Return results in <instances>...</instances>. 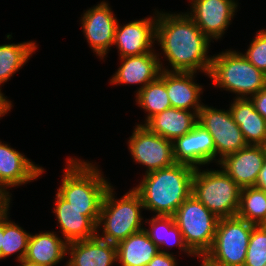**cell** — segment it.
I'll use <instances>...</instances> for the list:
<instances>
[{"instance_id":"34","label":"cell","mask_w":266,"mask_h":266,"mask_svg":"<svg viewBox=\"0 0 266 266\" xmlns=\"http://www.w3.org/2000/svg\"><path fill=\"white\" fill-rule=\"evenodd\" d=\"M11 195L0 186V217L10 210Z\"/></svg>"},{"instance_id":"14","label":"cell","mask_w":266,"mask_h":266,"mask_svg":"<svg viewBox=\"0 0 266 266\" xmlns=\"http://www.w3.org/2000/svg\"><path fill=\"white\" fill-rule=\"evenodd\" d=\"M173 157L176 163L194 168L215 160V145L211 134L199 123L187 134L173 141Z\"/></svg>"},{"instance_id":"35","label":"cell","mask_w":266,"mask_h":266,"mask_svg":"<svg viewBox=\"0 0 266 266\" xmlns=\"http://www.w3.org/2000/svg\"><path fill=\"white\" fill-rule=\"evenodd\" d=\"M11 107H13L11 101L1 92L0 88V118L11 111Z\"/></svg>"},{"instance_id":"22","label":"cell","mask_w":266,"mask_h":266,"mask_svg":"<svg viewBox=\"0 0 266 266\" xmlns=\"http://www.w3.org/2000/svg\"><path fill=\"white\" fill-rule=\"evenodd\" d=\"M233 100L229 109L247 145L265 146L266 120L255 109L250 99L234 98Z\"/></svg>"},{"instance_id":"38","label":"cell","mask_w":266,"mask_h":266,"mask_svg":"<svg viewBox=\"0 0 266 266\" xmlns=\"http://www.w3.org/2000/svg\"><path fill=\"white\" fill-rule=\"evenodd\" d=\"M19 263L20 264L18 266H45V265L37 264V263L32 262V261H28L26 259L20 260Z\"/></svg>"},{"instance_id":"8","label":"cell","mask_w":266,"mask_h":266,"mask_svg":"<svg viewBox=\"0 0 266 266\" xmlns=\"http://www.w3.org/2000/svg\"><path fill=\"white\" fill-rule=\"evenodd\" d=\"M253 226L238 216L220 218L204 258L214 266H244Z\"/></svg>"},{"instance_id":"32","label":"cell","mask_w":266,"mask_h":266,"mask_svg":"<svg viewBox=\"0 0 266 266\" xmlns=\"http://www.w3.org/2000/svg\"><path fill=\"white\" fill-rule=\"evenodd\" d=\"M178 262L173 252H159L146 266H177Z\"/></svg>"},{"instance_id":"6","label":"cell","mask_w":266,"mask_h":266,"mask_svg":"<svg viewBox=\"0 0 266 266\" xmlns=\"http://www.w3.org/2000/svg\"><path fill=\"white\" fill-rule=\"evenodd\" d=\"M241 190L223 169L194 170L192 194L219 219L237 216Z\"/></svg>"},{"instance_id":"37","label":"cell","mask_w":266,"mask_h":266,"mask_svg":"<svg viewBox=\"0 0 266 266\" xmlns=\"http://www.w3.org/2000/svg\"><path fill=\"white\" fill-rule=\"evenodd\" d=\"M4 238V215L0 217V260H1V247Z\"/></svg>"},{"instance_id":"26","label":"cell","mask_w":266,"mask_h":266,"mask_svg":"<svg viewBox=\"0 0 266 266\" xmlns=\"http://www.w3.org/2000/svg\"><path fill=\"white\" fill-rule=\"evenodd\" d=\"M37 49L35 41L0 45V86L18 72Z\"/></svg>"},{"instance_id":"28","label":"cell","mask_w":266,"mask_h":266,"mask_svg":"<svg viewBox=\"0 0 266 266\" xmlns=\"http://www.w3.org/2000/svg\"><path fill=\"white\" fill-rule=\"evenodd\" d=\"M237 216L254 225H266V191L254 186L242 188Z\"/></svg>"},{"instance_id":"9","label":"cell","mask_w":266,"mask_h":266,"mask_svg":"<svg viewBox=\"0 0 266 266\" xmlns=\"http://www.w3.org/2000/svg\"><path fill=\"white\" fill-rule=\"evenodd\" d=\"M198 123L213 138L217 165L226 155L237 152L247 146L243 133L234 121L230 109H216L203 103L198 113Z\"/></svg>"},{"instance_id":"18","label":"cell","mask_w":266,"mask_h":266,"mask_svg":"<svg viewBox=\"0 0 266 266\" xmlns=\"http://www.w3.org/2000/svg\"><path fill=\"white\" fill-rule=\"evenodd\" d=\"M70 253V254H69ZM66 266H112L117 263V247L97 235L67 244Z\"/></svg>"},{"instance_id":"24","label":"cell","mask_w":266,"mask_h":266,"mask_svg":"<svg viewBox=\"0 0 266 266\" xmlns=\"http://www.w3.org/2000/svg\"><path fill=\"white\" fill-rule=\"evenodd\" d=\"M120 266H146L159 253V247L143 229L116 245Z\"/></svg>"},{"instance_id":"13","label":"cell","mask_w":266,"mask_h":266,"mask_svg":"<svg viewBox=\"0 0 266 266\" xmlns=\"http://www.w3.org/2000/svg\"><path fill=\"white\" fill-rule=\"evenodd\" d=\"M155 14L154 17L134 20L125 25L117 22L113 45L117 47L120 58L155 51L157 10Z\"/></svg>"},{"instance_id":"39","label":"cell","mask_w":266,"mask_h":266,"mask_svg":"<svg viewBox=\"0 0 266 266\" xmlns=\"http://www.w3.org/2000/svg\"><path fill=\"white\" fill-rule=\"evenodd\" d=\"M201 259H202L200 260L202 262L201 266H214L210 262H208L204 257H201Z\"/></svg>"},{"instance_id":"30","label":"cell","mask_w":266,"mask_h":266,"mask_svg":"<svg viewBox=\"0 0 266 266\" xmlns=\"http://www.w3.org/2000/svg\"><path fill=\"white\" fill-rule=\"evenodd\" d=\"M266 264V225H254L246 253L244 266Z\"/></svg>"},{"instance_id":"31","label":"cell","mask_w":266,"mask_h":266,"mask_svg":"<svg viewBox=\"0 0 266 266\" xmlns=\"http://www.w3.org/2000/svg\"><path fill=\"white\" fill-rule=\"evenodd\" d=\"M242 55L256 68L266 74V30L256 32L246 53Z\"/></svg>"},{"instance_id":"16","label":"cell","mask_w":266,"mask_h":266,"mask_svg":"<svg viewBox=\"0 0 266 266\" xmlns=\"http://www.w3.org/2000/svg\"><path fill=\"white\" fill-rule=\"evenodd\" d=\"M44 168L35 165L24 154L0 141V186L10 194L8 187L25 185L39 178Z\"/></svg>"},{"instance_id":"10","label":"cell","mask_w":266,"mask_h":266,"mask_svg":"<svg viewBox=\"0 0 266 266\" xmlns=\"http://www.w3.org/2000/svg\"><path fill=\"white\" fill-rule=\"evenodd\" d=\"M136 125L128 140V149L136 164L145 166V173L173 165V142L151 132L143 123Z\"/></svg>"},{"instance_id":"7","label":"cell","mask_w":266,"mask_h":266,"mask_svg":"<svg viewBox=\"0 0 266 266\" xmlns=\"http://www.w3.org/2000/svg\"><path fill=\"white\" fill-rule=\"evenodd\" d=\"M188 249L201 258L212 247L219 218L191 194L173 215Z\"/></svg>"},{"instance_id":"36","label":"cell","mask_w":266,"mask_h":266,"mask_svg":"<svg viewBox=\"0 0 266 266\" xmlns=\"http://www.w3.org/2000/svg\"><path fill=\"white\" fill-rule=\"evenodd\" d=\"M258 189L266 191V160L261 168L255 186Z\"/></svg>"},{"instance_id":"15","label":"cell","mask_w":266,"mask_h":266,"mask_svg":"<svg viewBox=\"0 0 266 266\" xmlns=\"http://www.w3.org/2000/svg\"><path fill=\"white\" fill-rule=\"evenodd\" d=\"M266 160V148L247 145L226 155L219 162L222 168L241 188L255 186L259 172Z\"/></svg>"},{"instance_id":"27","label":"cell","mask_w":266,"mask_h":266,"mask_svg":"<svg viewBox=\"0 0 266 266\" xmlns=\"http://www.w3.org/2000/svg\"><path fill=\"white\" fill-rule=\"evenodd\" d=\"M135 97L136 104L148 114L145 123L156 114L171 108L166 90V71L162 70L160 76L138 91Z\"/></svg>"},{"instance_id":"25","label":"cell","mask_w":266,"mask_h":266,"mask_svg":"<svg viewBox=\"0 0 266 266\" xmlns=\"http://www.w3.org/2000/svg\"><path fill=\"white\" fill-rule=\"evenodd\" d=\"M145 223H149L151 228H144V230L147 232L150 239L159 247L160 252L169 253L167 247L171 249L172 246L175 245L181 249L180 251L186 252L188 256H195L186 246L173 216L153 215L151 219H146Z\"/></svg>"},{"instance_id":"5","label":"cell","mask_w":266,"mask_h":266,"mask_svg":"<svg viewBox=\"0 0 266 266\" xmlns=\"http://www.w3.org/2000/svg\"><path fill=\"white\" fill-rule=\"evenodd\" d=\"M208 77L215 87L234 93V98L249 99L266 87V74L231 49L212 56Z\"/></svg>"},{"instance_id":"20","label":"cell","mask_w":266,"mask_h":266,"mask_svg":"<svg viewBox=\"0 0 266 266\" xmlns=\"http://www.w3.org/2000/svg\"><path fill=\"white\" fill-rule=\"evenodd\" d=\"M194 74L196 72L166 71V90L172 108L189 111L201 109L203 86L194 82Z\"/></svg>"},{"instance_id":"11","label":"cell","mask_w":266,"mask_h":266,"mask_svg":"<svg viewBox=\"0 0 266 266\" xmlns=\"http://www.w3.org/2000/svg\"><path fill=\"white\" fill-rule=\"evenodd\" d=\"M186 14L210 39L218 40L224 35L234 18L238 2L235 0H191Z\"/></svg>"},{"instance_id":"1","label":"cell","mask_w":266,"mask_h":266,"mask_svg":"<svg viewBox=\"0 0 266 266\" xmlns=\"http://www.w3.org/2000/svg\"><path fill=\"white\" fill-rule=\"evenodd\" d=\"M155 41L171 67V70L165 67L162 70L196 73L198 70L206 76L209 74L212 56L207 54L211 40L186 12L157 11Z\"/></svg>"},{"instance_id":"23","label":"cell","mask_w":266,"mask_h":266,"mask_svg":"<svg viewBox=\"0 0 266 266\" xmlns=\"http://www.w3.org/2000/svg\"><path fill=\"white\" fill-rule=\"evenodd\" d=\"M67 244L54 231L30 234L24 259L45 266H56L66 257Z\"/></svg>"},{"instance_id":"2","label":"cell","mask_w":266,"mask_h":266,"mask_svg":"<svg viewBox=\"0 0 266 266\" xmlns=\"http://www.w3.org/2000/svg\"><path fill=\"white\" fill-rule=\"evenodd\" d=\"M194 170L192 166L175 162L145 173L133 189L139 194L145 210L155 212L156 216H173L192 194Z\"/></svg>"},{"instance_id":"4","label":"cell","mask_w":266,"mask_h":266,"mask_svg":"<svg viewBox=\"0 0 266 266\" xmlns=\"http://www.w3.org/2000/svg\"><path fill=\"white\" fill-rule=\"evenodd\" d=\"M113 192L115 193L114 188L110 185L102 202L96 228L98 237L117 245L145 228L141 217V209L144 210V207L139 194L133 188L120 199H115ZM100 228H103L101 235L98 233Z\"/></svg>"},{"instance_id":"29","label":"cell","mask_w":266,"mask_h":266,"mask_svg":"<svg viewBox=\"0 0 266 266\" xmlns=\"http://www.w3.org/2000/svg\"><path fill=\"white\" fill-rule=\"evenodd\" d=\"M9 212L4 214V238L1 247V259L13 254L17 255L18 262L25 258L28 240L31 233L26 232L15 222L9 220Z\"/></svg>"},{"instance_id":"33","label":"cell","mask_w":266,"mask_h":266,"mask_svg":"<svg viewBox=\"0 0 266 266\" xmlns=\"http://www.w3.org/2000/svg\"><path fill=\"white\" fill-rule=\"evenodd\" d=\"M255 109L266 120V87L249 97Z\"/></svg>"},{"instance_id":"12","label":"cell","mask_w":266,"mask_h":266,"mask_svg":"<svg viewBox=\"0 0 266 266\" xmlns=\"http://www.w3.org/2000/svg\"><path fill=\"white\" fill-rule=\"evenodd\" d=\"M84 36L95 54L102 60L114 43L117 18L109 3L102 1L87 9L81 17Z\"/></svg>"},{"instance_id":"21","label":"cell","mask_w":266,"mask_h":266,"mask_svg":"<svg viewBox=\"0 0 266 266\" xmlns=\"http://www.w3.org/2000/svg\"><path fill=\"white\" fill-rule=\"evenodd\" d=\"M199 111L169 108L151 117L145 125L151 132L173 142L198 123Z\"/></svg>"},{"instance_id":"17","label":"cell","mask_w":266,"mask_h":266,"mask_svg":"<svg viewBox=\"0 0 266 266\" xmlns=\"http://www.w3.org/2000/svg\"><path fill=\"white\" fill-rule=\"evenodd\" d=\"M159 53L149 52L138 56H127L119 58L121 65L117 69L110 84L142 85L138 91L148 83L156 80L162 71L163 64L160 61Z\"/></svg>"},{"instance_id":"3","label":"cell","mask_w":266,"mask_h":266,"mask_svg":"<svg viewBox=\"0 0 266 266\" xmlns=\"http://www.w3.org/2000/svg\"><path fill=\"white\" fill-rule=\"evenodd\" d=\"M67 159L57 193L71 206L85 210V216L97 225L105 193L111 184L95 164L73 157Z\"/></svg>"},{"instance_id":"19","label":"cell","mask_w":266,"mask_h":266,"mask_svg":"<svg viewBox=\"0 0 266 266\" xmlns=\"http://www.w3.org/2000/svg\"><path fill=\"white\" fill-rule=\"evenodd\" d=\"M55 213L62 236L67 243L95 237L96 224L85 216V210H78L65 201L58 193L55 196Z\"/></svg>"}]
</instances>
